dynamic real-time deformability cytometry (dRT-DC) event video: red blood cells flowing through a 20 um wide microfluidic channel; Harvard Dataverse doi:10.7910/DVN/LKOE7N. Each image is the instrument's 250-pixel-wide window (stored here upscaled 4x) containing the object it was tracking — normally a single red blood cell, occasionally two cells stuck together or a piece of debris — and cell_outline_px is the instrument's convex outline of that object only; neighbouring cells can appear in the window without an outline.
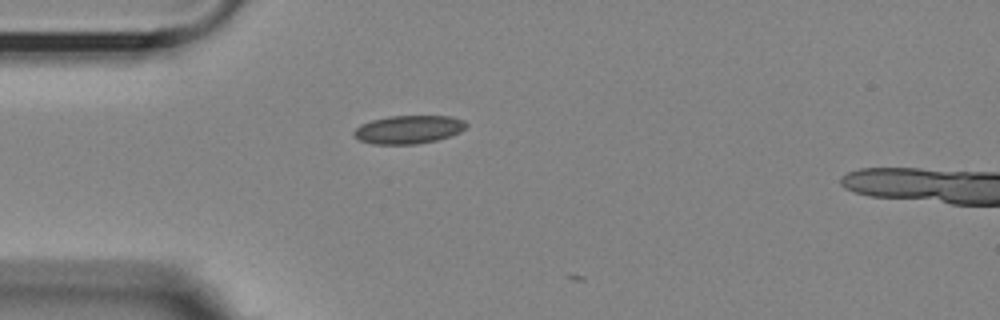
{"species": "Egyptian fruit bat (a non-hibernating species)", "species_latin": "Rousettus aegyptiacus", "temperature_condition": "room temperature", "stored_images_in_passage": 2, "camera_frame_rate_fps": 3000, "um_per_image_px": 0.085, "animal": {"sex": "female"}, "frame": {"image": 1, "passage_image": 1, "time_ms": 0.0, "image_size_px": [1000, 320], "cell_outline_px": [[468, 124], [460, 132], [436, 140], [416, 144], [372, 144], [360, 140], [352, 136], [352, 132], [360, 124], [372, 120], [388, 116], [452, 116], [464, 120]], "centroid_in_image_um": [34.69, 11.0], "position_along_channel_um": 50.3, "area_um2": 18.55}}